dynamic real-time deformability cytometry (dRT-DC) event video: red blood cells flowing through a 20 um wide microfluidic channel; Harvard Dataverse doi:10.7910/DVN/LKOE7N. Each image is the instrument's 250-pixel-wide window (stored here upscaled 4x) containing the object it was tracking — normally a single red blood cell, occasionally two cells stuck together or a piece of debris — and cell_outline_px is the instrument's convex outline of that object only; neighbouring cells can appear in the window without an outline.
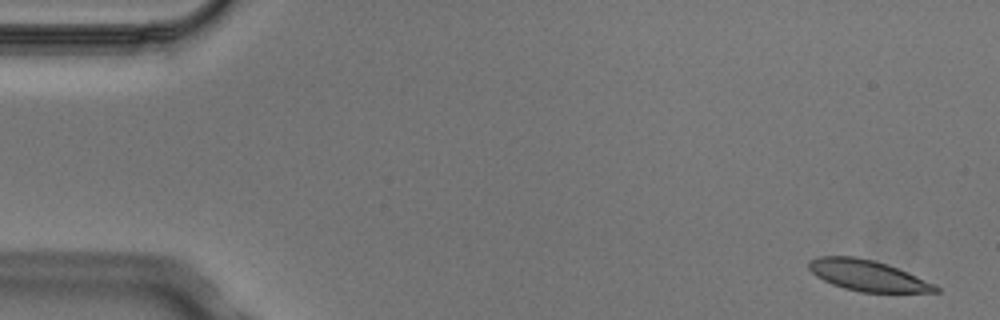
{"species": "Egyptian fruit bat (a non-hibernating species)", "species_latin": "Rousettus aegyptiacus", "temperature_condition": "cold", "stored_images_in_passage": 5, "camera_frame_rate_fps": 3000, "um_per_image_px": 0.085, "animal": {"sex": "male"}, "frame": {"image": 1, "passage_image": 1, "time_ms": 0.0, "image_size_px": [1000, 320], "cell_outline_px": [[940, 292], [860, 292], [844, 288], [832, 284], [816, 276], [808, 268], [808, 260], [816, 256], [856, 256], [888, 264], [908, 272], [936, 284], [940, 288]], "centroid_in_image_um": [73.75, 23.41], "position_along_channel_um": 11.3, "area_um2": 22.95}}